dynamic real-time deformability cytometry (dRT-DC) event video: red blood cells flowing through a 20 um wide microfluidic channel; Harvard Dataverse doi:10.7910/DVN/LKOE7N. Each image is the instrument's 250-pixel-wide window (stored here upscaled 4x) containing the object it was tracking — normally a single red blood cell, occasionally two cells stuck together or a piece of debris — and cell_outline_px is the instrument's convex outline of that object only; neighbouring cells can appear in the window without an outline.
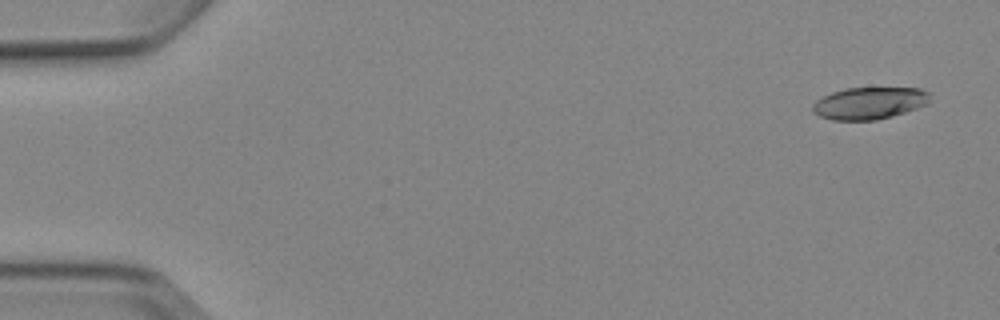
{"species": "Egyptian fruit bat (a non-hibernating species)", "species_latin": "Rousettus aegyptiacus", "temperature_condition": "cold", "stored_images_in_passage": 4, "camera_frame_rate_fps": 3000, "um_per_image_px": 0.085, "animal": {"sex": "female"}, "frame": {"image": 1, "passage_image": 1, "time_ms": 0.0, "image_size_px": [1000, 320], "cell_outline_px": [[932, 100], [928, 104], [892, 116], [876, 120], [832, 120], [820, 116], [812, 112], [812, 104], [816, 100], [832, 92], [844, 88], [920, 88], [932, 92]], "centroid_in_image_um": [73.94, 8.76], "position_along_channel_um": 11.1, "area_um2": 22.2}}
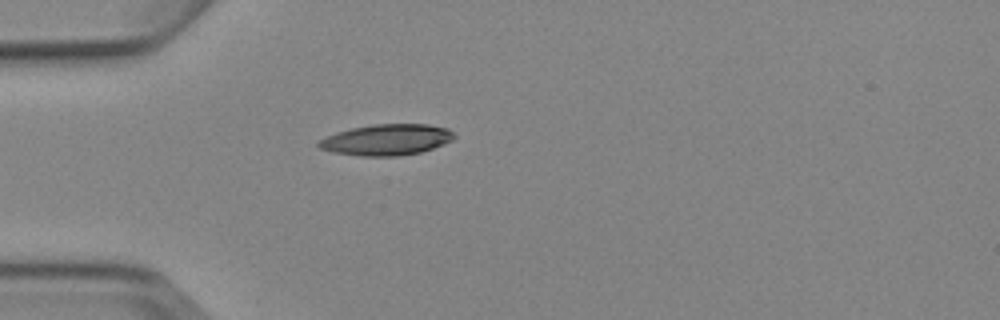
{"frame": {"image": 2, "passage_image": 4, "time_ms": 4.333, "image_size_px": [1000, 320], "cell_outline_px": [[456, 136], [452, 140], [444, 144], [420, 152], [400, 156], [360, 156], [332, 152], [320, 148], [316, 144], [320, 140], [336, 132], [352, 128], [372, 124], [428, 124], [448, 128]], "centroid_in_image_um": [32.87, 11.88], "position_along_channel_um": 52.1, "area_um2": 24.51}}